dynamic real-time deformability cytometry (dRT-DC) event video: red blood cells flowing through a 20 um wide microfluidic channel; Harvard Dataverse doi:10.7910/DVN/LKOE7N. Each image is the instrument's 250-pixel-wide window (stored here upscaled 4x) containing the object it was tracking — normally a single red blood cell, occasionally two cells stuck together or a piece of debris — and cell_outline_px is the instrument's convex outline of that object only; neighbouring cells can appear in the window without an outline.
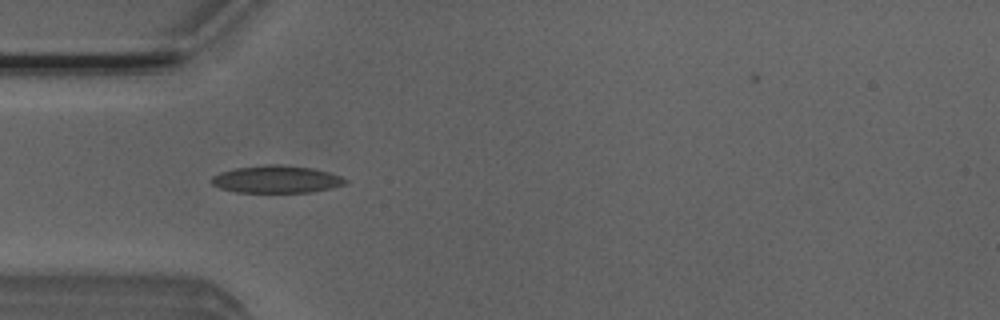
{"species": "Egyptian fruit bat (a non-hibernating species)", "species_latin": "Rousettus aegyptiacus", "temperature_condition": "room temperature", "stored_images_in_passage": 44, "camera_frame_rate_fps": 3000, "um_per_image_px": 0.085, "animal": {"sex": "male"}, "frame": {"image": 1, "passage_image": 8, "time_ms": 2.333, "image_size_px": [1000, 320], "cell_outline_px": [[348, 180], [344, 184], [332, 188], [312, 192], [236, 192], [220, 188], [212, 184], [212, 176], [220, 172], [232, 168], [268, 164], [276, 164], [312, 168], [328, 172], [340, 176]], "centroid_in_image_um": [23.48, 15.23], "position_along_channel_um": 61.5, "area_um2": 21.33}}
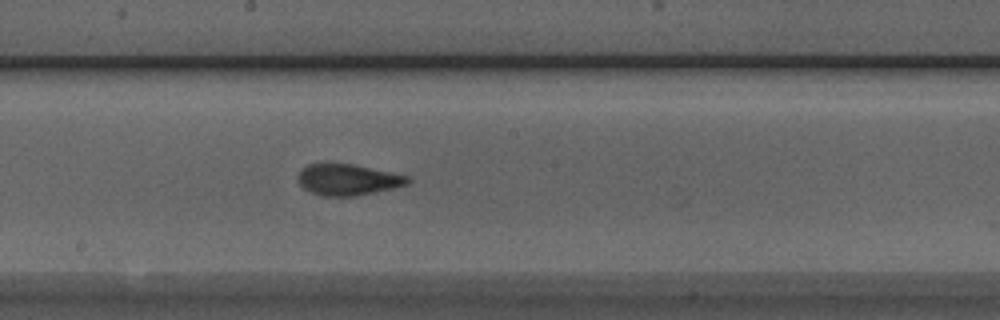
{"frame": {"image": 2, "passage_image": 20, "time_ms": 6.333, "image_size_px": [1000, 320], "cell_outline_px": [[412, 180], [408, 184], [392, 188], [356, 196], [320, 196], [304, 188], [296, 180], [300, 168], [308, 164], [352, 164], [408, 176]], "centroid_in_image_um": [29.53, 15.28], "position_along_channel_um": 218.7, "area_um2": 19.83}}
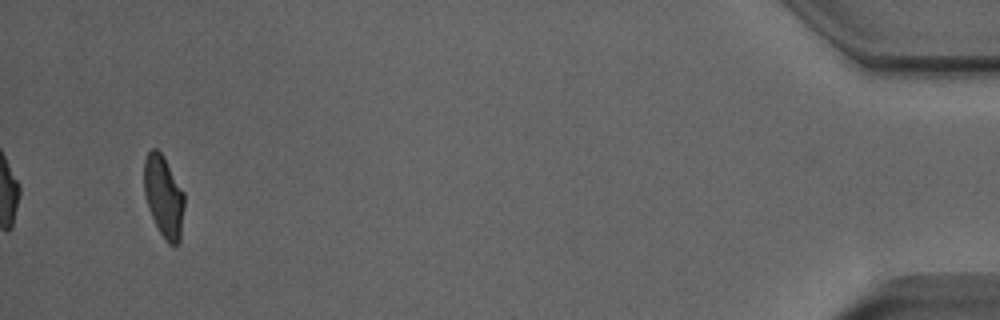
{"frame": {"image": 3, "passage_image": 42, "time_ms": 13.667, "image_size_px": [1000, 320], "cell_outline_px": [[184, 208], [180, 240], [176, 244], [168, 244], [160, 232], [148, 208], [144, 192], [144, 160], [148, 152], [152, 148], [156, 148], [164, 156], [184, 192]], "centroid_in_image_um": [13.91, 16.67], "position_along_channel_um": 421.3, "area_um2": 19.13}, "authors_computed_cell_mechanics": {"area_um2": 20.0566, "velocity_mm_per_s": 3.9484, "shape_relaxation_time_tau1_ms": 5.4532, "shape_relaxation_time_tau2_ms": 1.4489, "deformation_change_tau1": 0.1671, "deformation_change_tau2": 0.065}}